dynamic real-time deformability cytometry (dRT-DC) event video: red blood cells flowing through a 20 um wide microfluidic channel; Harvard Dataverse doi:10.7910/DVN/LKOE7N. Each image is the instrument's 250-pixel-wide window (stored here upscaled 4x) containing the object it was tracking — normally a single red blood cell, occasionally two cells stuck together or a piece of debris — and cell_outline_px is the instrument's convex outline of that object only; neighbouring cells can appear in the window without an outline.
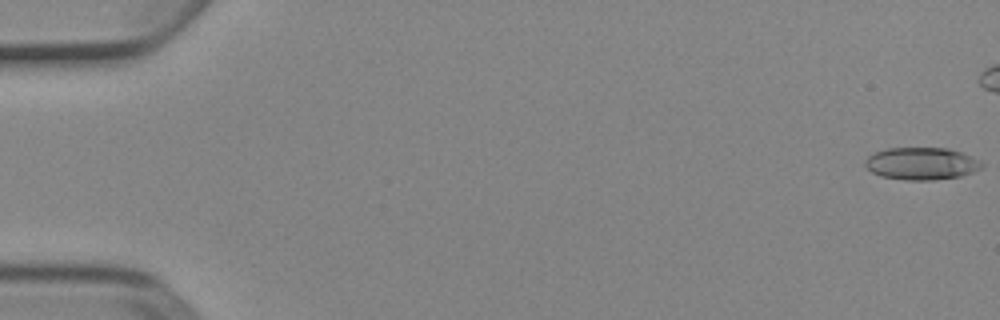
{"species": "Egyptian fruit bat (a non-hibernating species)", "species_latin": "Rousettus aegyptiacus", "temperature_condition": "cold", "stored_images_in_passage": 46, "camera_frame_rate_fps": 3000, "um_per_image_px": 0.085, "animal": {"sex": "female"}, "frame": {"image": 1, "passage_image": 1, "time_ms": 0.0, "image_size_px": [1000, 320], "cell_outline_px": [[984, 164], [980, 168], [972, 172], [960, 176], [936, 180], [908, 180], [880, 176], [872, 172], [864, 164], [864, 160], [868, 156], [876, 152], [888, 148], [948, 148], [960, 152], [980, 160]], "centroid_in_image_um": [78.32, 13.9], "position_along_channel_um": 6.7, "area_um2": 21.91}}
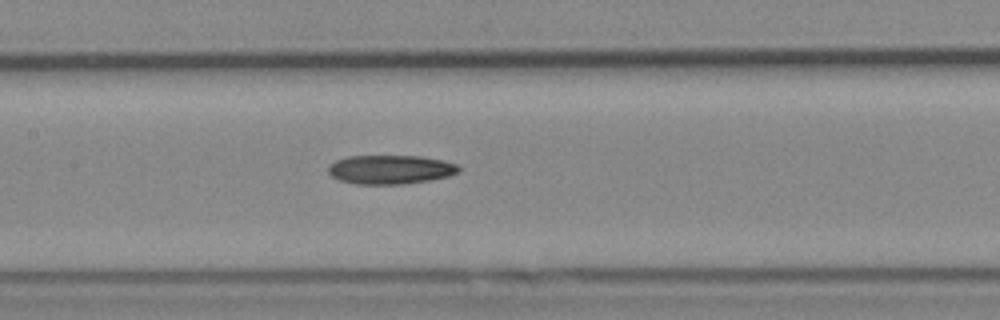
{"frame": {"image": 2, "passage_image": 26, "time_ms": 8.333, "image_size_px": [1000, 320], "cell_outline_px": [[460, 172], [448, 176], [428, 180], [404, 184], [356, 184], [340, 180], [332, 176], [328, 172], [328, 168], [336, 160], [348, 156], [420, 156], [444, 160], [456, 164], [460, 168]], "centroid_in_image_um": [33.2, 14.41], "position_along_channel_um": 174.2, "area_um2": 21.96}}
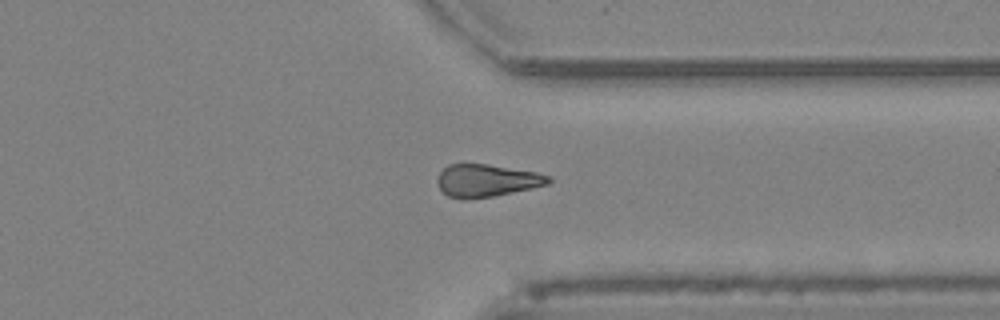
{"frame": {"image": 3, "passage_image": 41, "time_ms": 13.333, "image_size_px": [1000, 320], "cell_outline_px": [[552, 180], [548, 184], [532, 188], [492, 196], [468, 200], [464, 200], [448, 196], [440, 188], [436, 180], [440, 172], [448, 164], [488, 164], [536, 172], [552, 176]], "centroid_in_image_um": [41.37, 15.35], "position_along_channel_um": 370.0, "area_um2": 21.1}}